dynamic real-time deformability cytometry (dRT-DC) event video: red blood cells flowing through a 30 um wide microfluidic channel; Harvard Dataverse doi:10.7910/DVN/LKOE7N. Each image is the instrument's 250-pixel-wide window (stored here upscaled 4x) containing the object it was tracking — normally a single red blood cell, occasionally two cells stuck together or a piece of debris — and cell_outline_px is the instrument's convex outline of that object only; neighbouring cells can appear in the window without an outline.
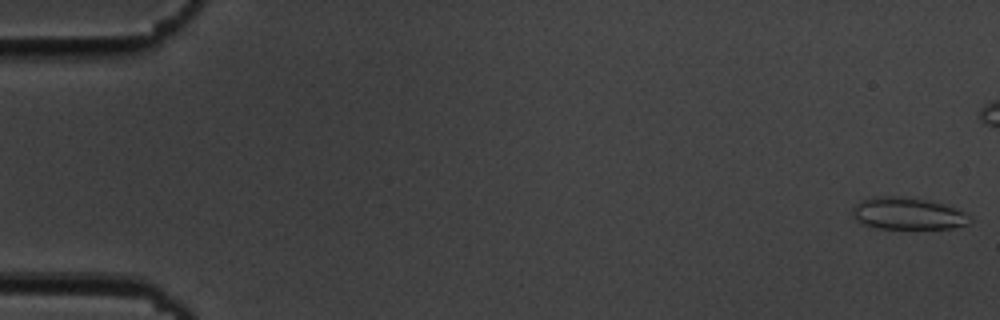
{"species": "common noctule bat (a hibernating species)", "species_latin": "Nyctalus noctula", "temperature_condition": "cold", "stored_images_in_passage": 49, "camera_frame_rate_fps": 3000, "um_per_image_px": 0.085, "animal": {"sex": "male", "body_mass_g": 19.5, "forearm_length_mm": 54.6}, "frame": {"image": 1, "passage_image": 1, "time_ms": 0.0, "image_size_px": [1000, 320], "cell_outline_px": [[972, 220], [968, 224], [952, 228], [880, 228], [860, 224], [852, 216], [852, 208], [860, 200], [872, 196], [896, 196], [924, 200], [956, 208], [968, 212], [972, 216]], "centroid_in_image_um": [77.14, 18.15], "position_along_channel_um": 7.9, "area_um2": 21.96}}
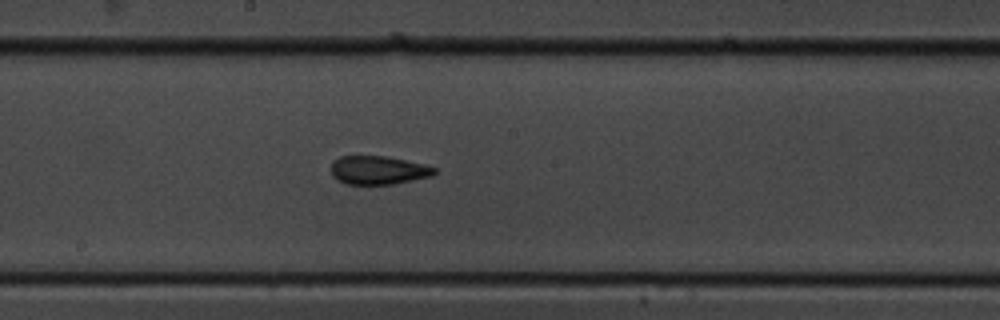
{"frame": {"image": 2, "passage_image": 30, "time_ms": 9.667, "image_size_px": [1000, 320], "cell_outline_px": [[436, 172], [432, 176], [392, 184], [344, 184], [336, 180], [332, 176], [332, 160], [340, 156], [384, 156], [424, 164], [436, 168]], "centroid_in_image_um": [32.12, 14.47], "position_along_channel_um": 216.1, "area_um2": 17.17}}
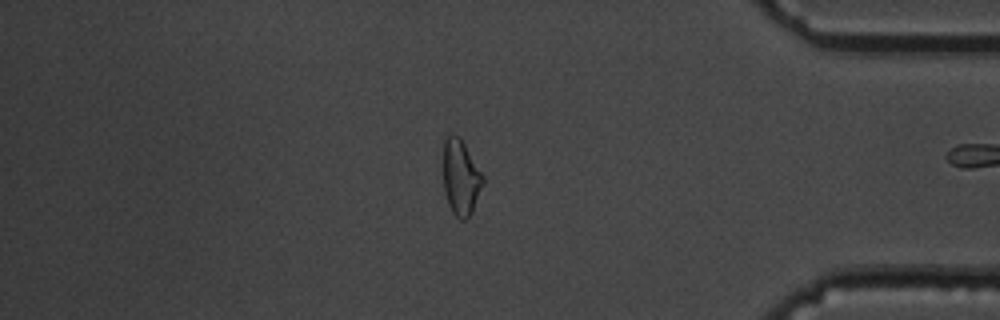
{"frame": {"image": 3, "passage_image": 47, "time_ms": 15.333, "image_size_px": [1000, 320], "cell_outline_px": [[484, 184], [472, 212], [464, 220], [460, 220], [452, 212], [448, 204], [444, 192], [444, 140], [448, 132], [452, 132], [460, 136], [484, 176]], "centroid_in_image_um": [39.17, 15.05], "position_along_channel_um": 396.0, "area_um2": 17.69}, "authors_computed_cell_mechanics": {"area_um2": 17.7446, "velocity_mm_per_s": 3.6648, "shape_relaxation_time_tau1_ms": 4.3605, "shape_relaxation_time_tau2_ms": 1.7644, "deformation_change_tau1": 0.1172, "deformation_change_tau2": 0.0815}}